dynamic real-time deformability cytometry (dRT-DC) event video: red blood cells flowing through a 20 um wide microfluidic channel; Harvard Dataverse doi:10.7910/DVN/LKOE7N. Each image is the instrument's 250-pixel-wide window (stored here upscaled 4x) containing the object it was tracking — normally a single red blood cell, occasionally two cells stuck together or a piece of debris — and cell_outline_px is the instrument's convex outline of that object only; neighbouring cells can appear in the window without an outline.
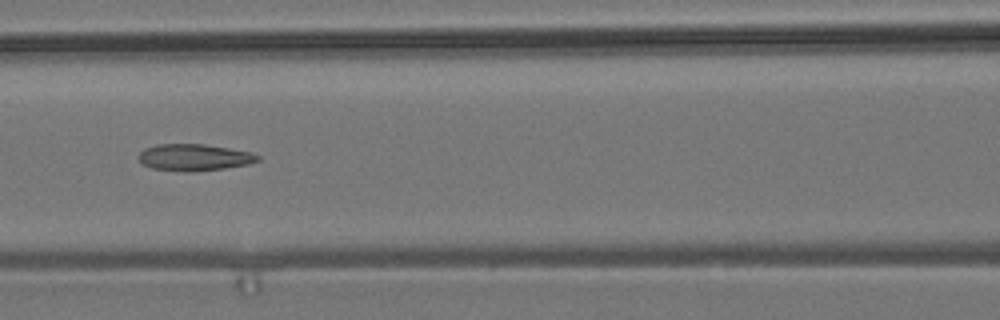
{"species": "common noctule bat (a hibernating species)", "species_latin": "Nyctalus noctula", "temperature_condition": "room temperature", "stored_images_in_passage": 4, "camera_frame_rate_fps": 3000, "um_per_image_px": 0.085, "animal": {"sex": "male", "body_mass_g": 19.2, "forearm_length_mm": 51.8}, "frame": {"image": 1, "passage_image": 3, "time_ms": 2.333, "image_size_px": [1000, 320], "cell_outline_px": [[260, 160], [248, 164], [224, 168], [192, 172], [188, 172], [152, 168], [144, 164], [136, 156], [144, 148], [156, 144], [204, 144], [252, 152], [260, 156]], "centroid_in_image_um": [16.5, 13.37], "position_along_channel_um": 150.1, "area_um2": 18.55}}
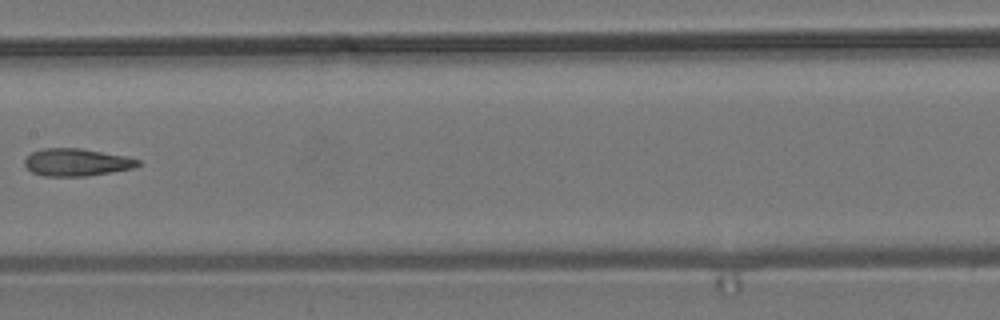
{"frame": {"image": 2, "passage_image": 4, "time_ms": 3.667, "image_size_px": [1000, 320], "cell_outline_px": [[140, 164], [132, 168], [88, 176], [44, 176], [32, 172], [24, 164], [24, 160], [32, 152], [44, 148], [80, 148], [128, 156], [140, 160]], "centroid_in_image_um": [6.52, 13.79], "position_along_channel_um": 200.9, "area_um2": 18.09}}